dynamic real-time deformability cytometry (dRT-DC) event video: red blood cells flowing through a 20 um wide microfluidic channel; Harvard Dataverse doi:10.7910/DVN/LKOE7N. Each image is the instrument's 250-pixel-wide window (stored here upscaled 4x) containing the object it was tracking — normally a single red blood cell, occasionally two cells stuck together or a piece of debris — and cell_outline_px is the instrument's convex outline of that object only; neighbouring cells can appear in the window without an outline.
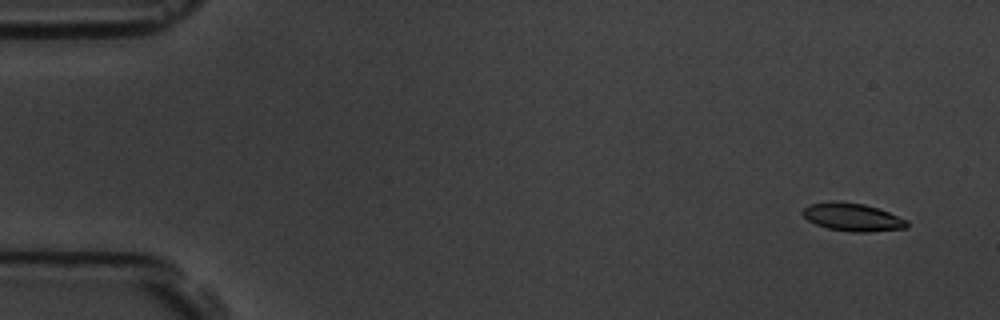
{"species": "common noctule bat (a hibernating species)", "species_latin": "Nyctalus noctula", "temperature_condition": "room temperature", "stored_images_in_passage": 6, "camera_frame_rate_fps": 3000, "um_per_image_px": 0.085, "animal": {"sex": "male", "body_mass_g": 19.5, "forearm_length_mm": 54.6}, "frame": {"image": 1, "passage_image": 1, "time_ms": 0.0, "image_size_px": [1000, 320], "cell_outline_px": [[908, 228], [868, 232], [852, 232], [828, 228], [816, 224], [808, 220], [800, 212], [808, 204], [836, 200], [840, 200], [864, 204], [888, 212], [908, 220]], "centroid_in_image_um": [72.45, 18.44], "position_along_channel_um": 12.6, "area_um2": 17.11}}